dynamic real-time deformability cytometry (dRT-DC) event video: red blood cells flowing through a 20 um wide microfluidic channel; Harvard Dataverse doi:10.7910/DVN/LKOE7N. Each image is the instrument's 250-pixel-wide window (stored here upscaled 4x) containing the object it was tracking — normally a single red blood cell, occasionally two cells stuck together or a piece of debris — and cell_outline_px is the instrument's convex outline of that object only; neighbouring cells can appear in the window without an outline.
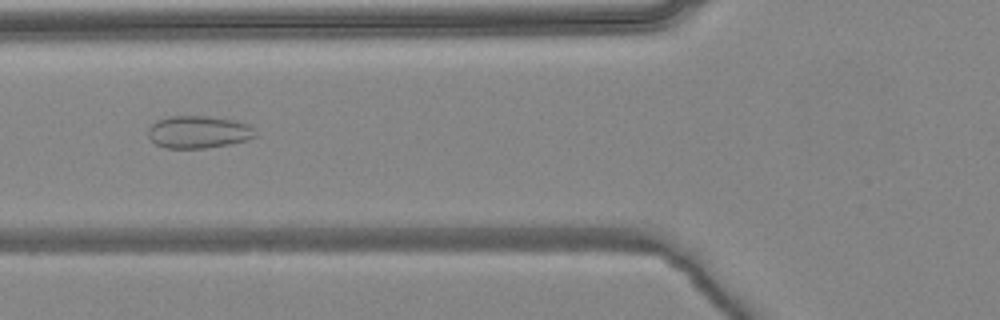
{"species": "common noctule bat (a hibernating species)", "species_latin": "Nyctalus noctula", "temperature_condition": "warm", "stored_images_in_passage": 6, "camera_frame_rate_fps": 3000, "um_per_image_px": 0.085, "animal": {"sex": "female", "body_mass_g": 24.6, "forearm_length_mm": 56.2}, "frame": {"image": 1, "passage_image": 6, "time_ms": 1.667, "image_size_px": [1000, 320], "cell_outline_px": [[256, 136], [248, 140], [228, 144], [204, 148], [164, 148], [156, 144], [148, 136], [148, 128], [156, 120], [168, 116], [208, 116], [236, 120], [248, 124], [252, 128]], "centroid_in_image_um": [16.85, 11.21], "position_along_channel_um": 109.0, "area_um2": 20.29}}